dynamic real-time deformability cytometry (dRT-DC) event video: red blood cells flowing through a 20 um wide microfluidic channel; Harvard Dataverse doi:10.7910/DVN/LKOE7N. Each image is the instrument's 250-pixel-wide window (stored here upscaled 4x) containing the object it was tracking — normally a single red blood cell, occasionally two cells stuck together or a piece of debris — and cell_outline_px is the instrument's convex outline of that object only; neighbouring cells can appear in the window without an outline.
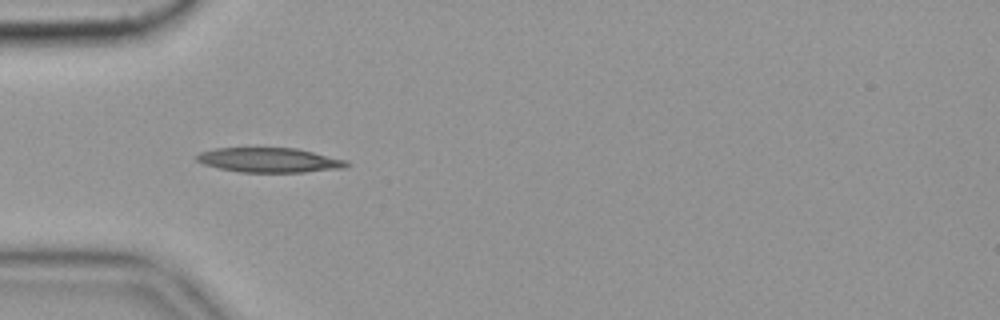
{"species": "common noctule bat (a hibernating species)", "species_latin": "Nyctalus noctula", "temperature_condition": "cold", "stored_images_in_passage": 56, "camera_frame_rate_fps": 3000, "um_per_image_px": 0.085, "animal": {"sex": "female", "body_mass_g": 19.9}, "frame": {"image": 1, "passage_image": 17, "time_ms": 5.333, "image_size_px": [1000, 320], "cell_outline_px": [[352, 164], [348, 168], [304, 172], [240, 172], [220, 168], [204, 164], [196, 160], [196, 156], [200, 152], [216, 148], [296, 148], [344, 160]], "centroid_in_image_um": [22.92, 13.61], "position_along_channel_um": 62.1, "area_um2": 21.39}, "authors_computed_cell_mechanics": {"area_um2": 20.23, "velocity_mm_per_s": 3.5453, "shape_relaxation_time_tau1_ms": null, "shape_relaxation_time_tau2_ms": 5.8533, "deformation_change_tau1": null, "deformation_change_tau2": 0.1673}}